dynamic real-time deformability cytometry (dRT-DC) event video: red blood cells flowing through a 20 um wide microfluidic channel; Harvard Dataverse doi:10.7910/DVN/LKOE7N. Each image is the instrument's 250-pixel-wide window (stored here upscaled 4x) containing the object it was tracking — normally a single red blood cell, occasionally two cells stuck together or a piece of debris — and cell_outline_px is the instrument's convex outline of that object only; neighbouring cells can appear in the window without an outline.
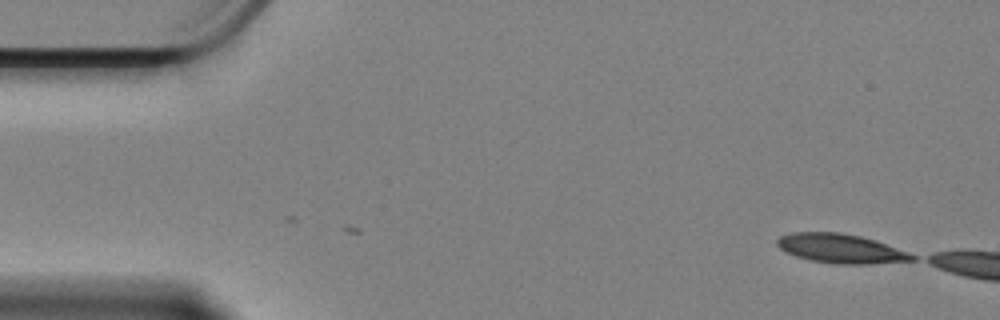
{"species": "Egyptian fruit bat (a non-hibernating species)", "species_latin": "Rousettus aegyptiacus", "temperature_condition": "cold", "stored_images_in_passage": 8, "camera_frame_rate_fps": 3000, "um_per_image_px": 0.085, "animal": {"sex": "female"}, "frame": {"image": 1, "passage_image": 8, "time_ms": 2.333, "image_size_px": [1000, 320], "cell_outline_px": [[916, 260], [868, 264], [832, 264], [808, 260], [784, 252], [776, 244], [776, 240], [780, 236], [792, 232], [840, 232], [860, 236], [908, 252], [916, 256]], "centroid_in_image_um": [71.4, 21.13], "position_along_channel_um": 13.6, "area_um2": 22.95}}